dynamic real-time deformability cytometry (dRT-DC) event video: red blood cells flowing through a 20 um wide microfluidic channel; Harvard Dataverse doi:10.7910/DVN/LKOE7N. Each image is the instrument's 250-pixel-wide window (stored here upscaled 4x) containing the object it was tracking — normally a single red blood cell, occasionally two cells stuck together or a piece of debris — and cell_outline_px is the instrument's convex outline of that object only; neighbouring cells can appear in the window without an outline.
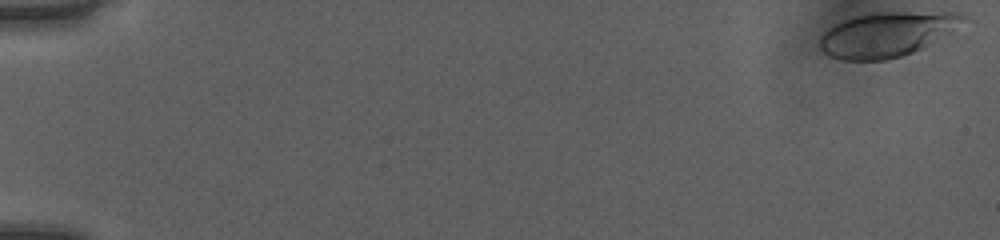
{"species": "human", "species_latin": "Homo sapiens", "temperature_condition": "room temperature", "stored_images_in_passage": 46, "camera_frame_rate_fps": 3000, "um_per_image_px": 0.085, "donor": {"sex": "female"}, "frame": {"image": 1, "passage_image": 1, "time_ms": 0.0, "image_size_px": [1000, 240], "cell_outline_px": [[972, 20], [920, 48], [912, 52], [888, 60], [844, 60], [828, 56], [820, 48], [820, 36], [828, 28], [844, 20], [856, 16], [872, 12], [960, 12], [972, 16]], "centroid_in_image_um": [75.45, 2.89], "position_along_channel_um": 9.6, "area_um2": 37.51}}
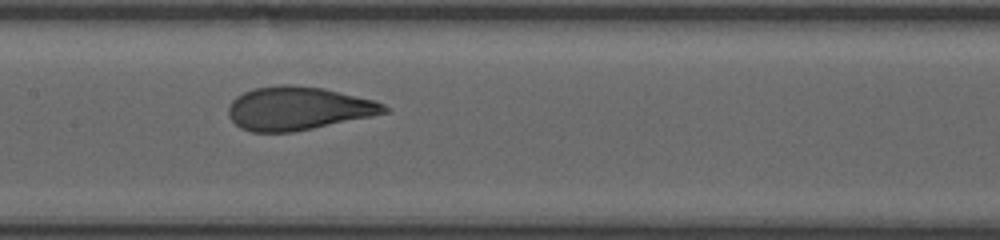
{"frame": {"image": 2, "passage_image": 27, "time_ms": 8.667, "image_size_px": [1000, 240], "cell_outline_px": [[392, 108], [388, 112], [372, 116], [292, 132], [252, 132], [240, 128], [228, 116], [228, 104], [236, 96], [252, 88], [280, 84], [292, 84], [324, 88], [372, 100], [384, 104]], "centroid_in_image_um": [25.31, 9.2], "position_along_channel_um": 182.1, "area_um2": 39.48}}
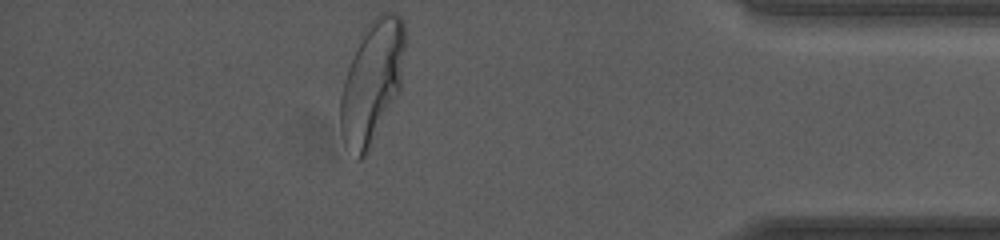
{"frame": {"image": 3, "passage_image": 46, "time_ms": 15.0, "image_size_px": [1000, 240], "cell_outline_px": [[404, 48], [400, 92], [368, 152], [360, 160], [356, 160], [344, 144], [340, 132], [340, 96], [344, 80], [360, 32], [380, 12], [392, 12], [400, 16], [404, 20]], "centroid_in_image_um": [31.6, 6.99], "position_along_channel_um": 403.6, "area_um2": 46.47}, "authors_computed_cell_mechanics": {"area_um2": 38.8127, "velocity_mm_per_s": 4.029, "shape_relaxation_time_tau1_ms": 5.1169, "shape_relaxation_time_tau2_ms": null, "deformation_change_tau1": 0.1982, "deformation_change_tau2": null}}